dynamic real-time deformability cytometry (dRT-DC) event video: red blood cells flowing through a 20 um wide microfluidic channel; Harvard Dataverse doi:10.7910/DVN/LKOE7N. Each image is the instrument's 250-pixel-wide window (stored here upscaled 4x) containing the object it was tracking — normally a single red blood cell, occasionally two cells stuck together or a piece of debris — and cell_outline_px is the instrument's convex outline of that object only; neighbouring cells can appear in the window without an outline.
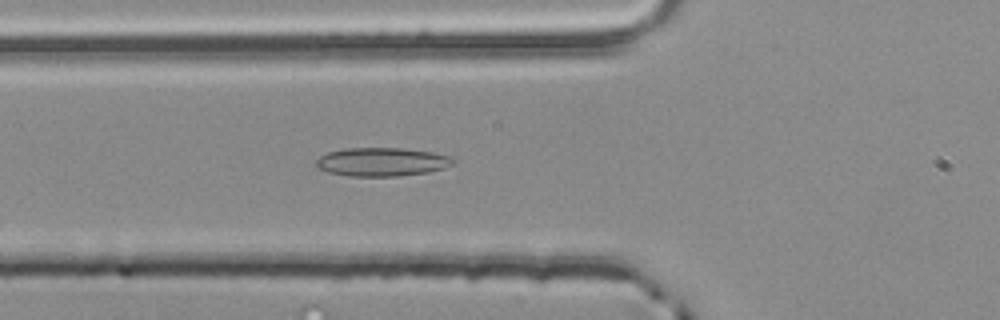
{"species": "common noctule bat (a hibernating species)", "species_latin": "Nyctalus noctula", "temperature_condition": "room temperature", "stored_images_in_passage": 43, "camera_frame_rate_fps": 3000, "um_per_image_px": 0.085, "animal": {"sex": "male", "body_mass_g": 20.4}, "frame": {"image": 1, "passage_image": 9, "time_ms": 2.667, "image_size_px": [1000, 320], "cell_outline_px": [[456, 160], [452, 164], [444, 168], [428, 172], [396, 176], [348, 176], [328, 172], [316, 168], [316, 160], [320, 156], [328, 152], [344, 148], [404, 148], [432, 152], [452, 156]], "centroid_in_image_um": [32.46, 13.75], "position_along_channel_um": 93.3, "area_um2": 22.95}}
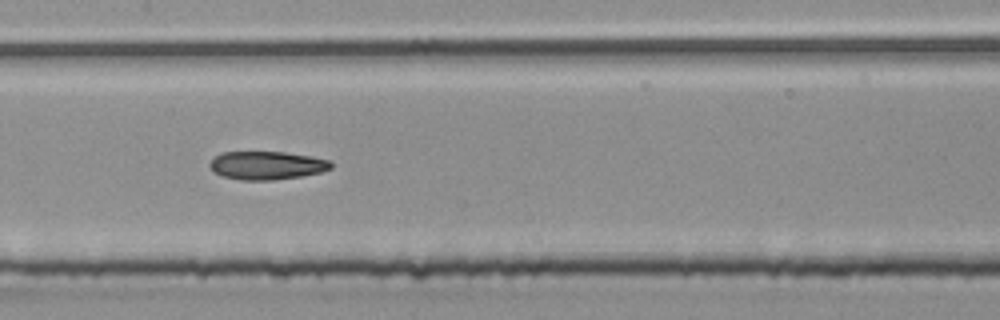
{"frame": {"image": 2, "passage_image": 16, "time_ms": 5.0, "image_size_px": [1000, 320], "cell_outline_px": [[332, 168], [320, 172], [300, 176], [272, 180], [240, 180], [220, 176], [212, 172], [208, 164], [220, 152], [284, 152], [312, 156], [332, 160]], "centroid_in_image_um": [22.66, 14.06], "position_along_channel_um": 184.7, "area_um2": 20.17}}
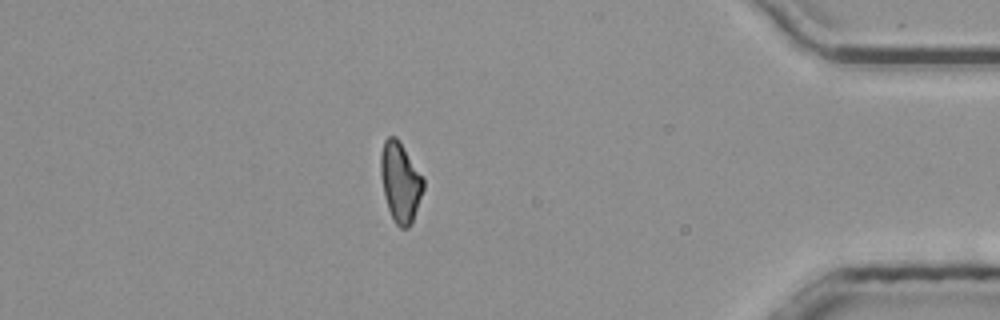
{"frame": {"image": 3, "passage_image": 36, "time_ms": 11.667, "image_size_px": [1000, 320], "cell_outline_px": [[424, 188], [412, 220], [408, 228], [400, 228], [396, 224], [388, 208], [384, 196], [380, 172], [380, 156], [384, 140], [388, 136], [396, 136], [424, 176]], "centroid_in_image_um": [34.02, 15.44], "position_along_channel_um": 401.2, "area_um2": 19.83}}